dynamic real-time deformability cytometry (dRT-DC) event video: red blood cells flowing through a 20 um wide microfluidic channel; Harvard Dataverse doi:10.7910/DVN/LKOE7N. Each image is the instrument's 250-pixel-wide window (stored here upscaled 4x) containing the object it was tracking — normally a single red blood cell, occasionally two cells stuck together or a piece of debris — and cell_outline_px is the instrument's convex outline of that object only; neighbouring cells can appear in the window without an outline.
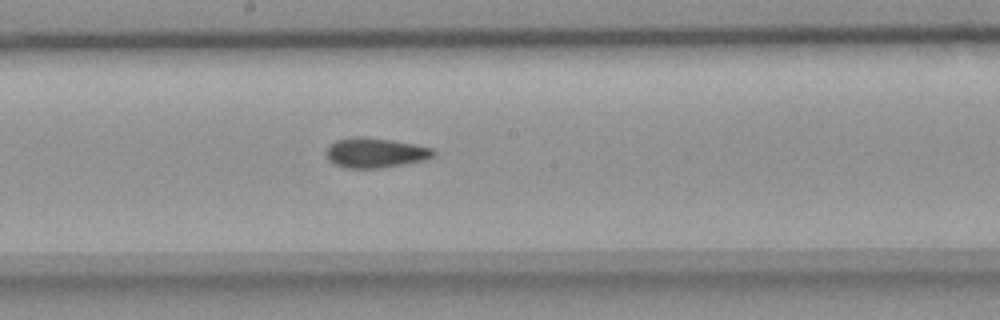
{"species": "common noctule bat (a hibernating species)", "species_latin": "Nyctalus noctula", "temperature_condition": "room temperature", "stored_images_in_passage": 7, "camera_frame_rate_fps": 3000, "um_per_image_px": 0.085, "animal": {"sex": "female", "body_mass_g": 18.4}, "frame": {"image": 1, "passage_image": 7, "time_ms": 2.0, "image_size_px": [1000, 320], "cell_outline_px": [[436, 156], [424, 160], [380, 168], [344, 168], [328, 160], [328, 148], [336, 140], [352, 136], [360, 136], [392, 140], [432, 148], [436, 152]], "centroid_in_image_um": [31.92, 12.98], "position_along_channel_um": 216.3, "area_um2": 18.5}}